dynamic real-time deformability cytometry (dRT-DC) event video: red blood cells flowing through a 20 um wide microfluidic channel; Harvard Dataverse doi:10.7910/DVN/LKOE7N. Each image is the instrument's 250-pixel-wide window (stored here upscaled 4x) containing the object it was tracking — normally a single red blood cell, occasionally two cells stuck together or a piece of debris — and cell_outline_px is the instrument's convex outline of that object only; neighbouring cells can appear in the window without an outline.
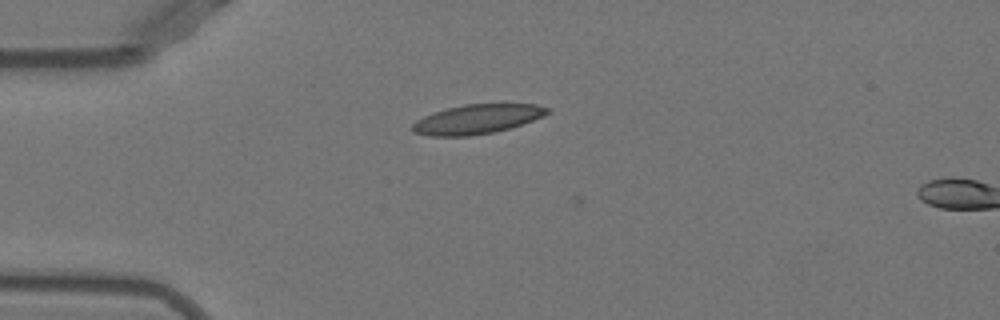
{"species": "Egyptian fruit bat (a non-hibernating species)", "species_latin": "Rousettus aegyptiacus", "temperature_condition": "warm", "stored_images_in_passage": 4, "camera_frame_rate_fps": 3000, "um_per_image_px": 0.085, "animal": {"sex": "female"}, "frame": {"image": 1, "passage_image": 3, "time_ms": 0.667, "image_size_px": [1000, 320], "cell_outline_px": [[548, 112], [544, 116], [496, 132], [468, 136], [428, 136], [416, 132], [412, 128], [412, 124], [416, 120], [424, 116], [448, 108], [464, 104], [536, 104], [548, 108]], "centroid_in_image_um": [40.54, 10.13], "position_along_channel_um": 44.5, "area_um2": 22.77}}